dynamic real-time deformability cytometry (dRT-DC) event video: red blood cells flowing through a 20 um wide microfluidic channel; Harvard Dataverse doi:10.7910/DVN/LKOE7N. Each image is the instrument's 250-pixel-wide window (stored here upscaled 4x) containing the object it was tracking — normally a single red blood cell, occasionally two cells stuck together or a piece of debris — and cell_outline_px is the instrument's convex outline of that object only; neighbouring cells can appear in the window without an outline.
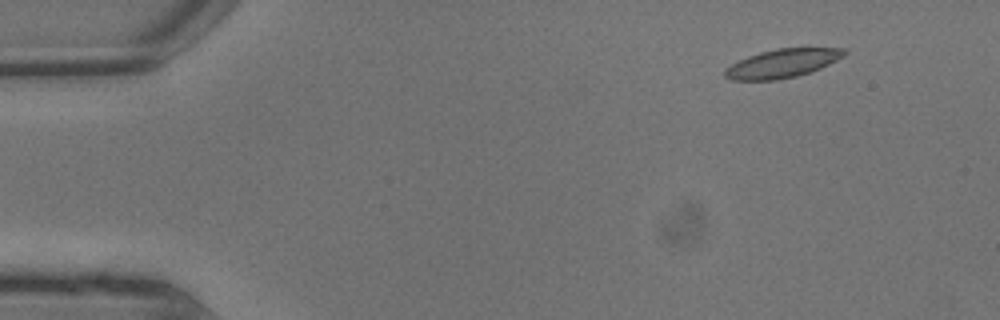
{"species": "common noctule bat (a hibernating species)", "species_latin": "Nyctalus noctula", "temperature_condition": "warm", "stored_images_in_passage": 6, "camera_frame_rate_fps": 3000, "um_per_image_px": 0.085, "animal": {"sex": "male", "body_mass_g": 13.3}, "frame": {"image": 1, "passage_image": 1, "time_ms": 0.0, "image_size_px": [1000, 320], "cell_outline_px": [[848, 52], [844, 56], [820, 68], [796, 76], [776, 80], [732, 80], [724, 76], [724, 68], [748, 56], [760, 52], [776, 48], [848, 48]], "centroid_in_image_um": [66.5, 5.38], "position_along_channel_um": 18.5, "area_um2": 19.83}}
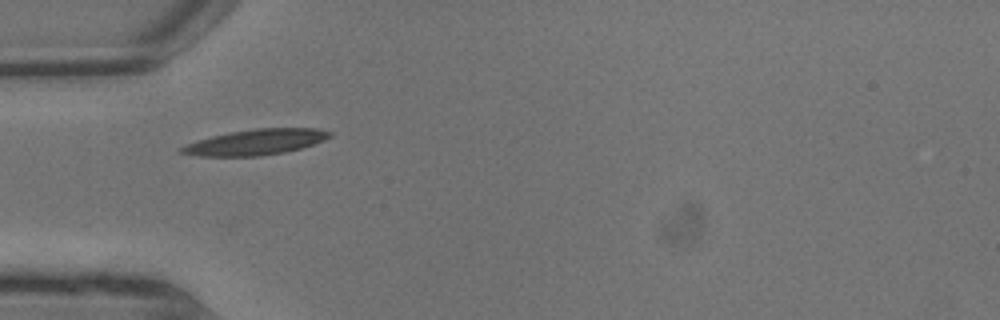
{"frame": {"image": 2, "passage_image": 5, "time_ms": 1.333, "image_size_px": [1000, 320], "cell_outline_px": [[332, 136], [324, 140], [300, 148], [284, 152], [260, 156], [200, 156], [180, 152], [180, 148], [188, 144], [212, 136], [232, 132], [256, 128], [316, 128], [332, 132]], "centroid_in_image_um": [21.79, 12.07], "position_along_channel_um": 63.2, "area_um2": 21.73}}
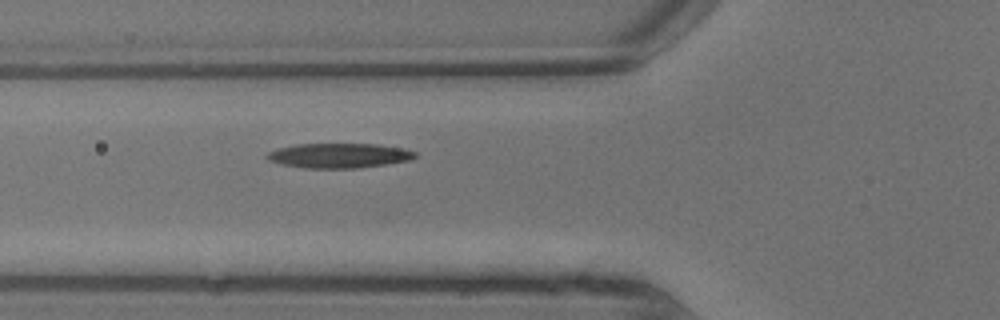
{"frame": {"image": 3, "passage_image": 6, "time_ms": 1.667, "image_size_px": [1000, 320], "cell_outline_px": [[416, 156], [412, 160], [360, 168], [304, 168], [280, 164], [268, 160], [264, 156], [268, 152], [280, 148], [296, 144], [376, 144], [404, 148], [416, 152]], "centroid_in_image_um": [28.82, 13.23], "position_along_channel_um": 97.0, "area_um2": 21.44}}